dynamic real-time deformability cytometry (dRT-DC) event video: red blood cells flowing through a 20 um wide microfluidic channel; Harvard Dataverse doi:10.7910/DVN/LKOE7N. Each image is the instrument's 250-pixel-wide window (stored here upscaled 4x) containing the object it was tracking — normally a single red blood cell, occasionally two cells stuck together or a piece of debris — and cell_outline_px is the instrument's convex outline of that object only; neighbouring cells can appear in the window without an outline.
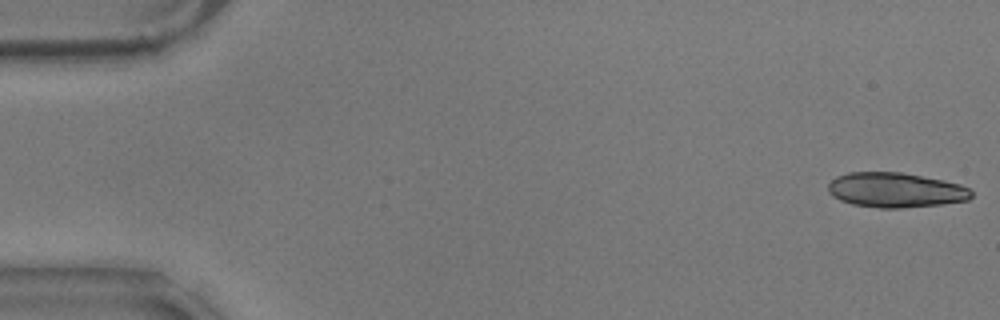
{"species": "common noctule bat (a hibernating species)", "species_latin": "Nyctalus noctula", "temperature_condition": "warm", "stored_images_in_passage": 57, "camera_frame_rate_fps": 3000, "um_per_image_px": 0.085, "animal": {"sex": "male", "body_mass_g": 17.9}, "frame": {"image": 1, "passage_image": 1, "time_ms": 0.0, "image_size_px": [1000, 320], "cell_outline_px": [[972, 196], [968, 200], [940, 204], [900, 208], [880, 208], [852, 204], [840, 200], [832, 196], [828, 192], [828, 184], [836, 176], [848, 172], [900, 172], [944, 180], [960, 184], [968, 188], [972, 192]], "centroid_in_image_um": [76.1, 16.15], "position_along_channel_um": 8.9, "area_um2": 29.07}}
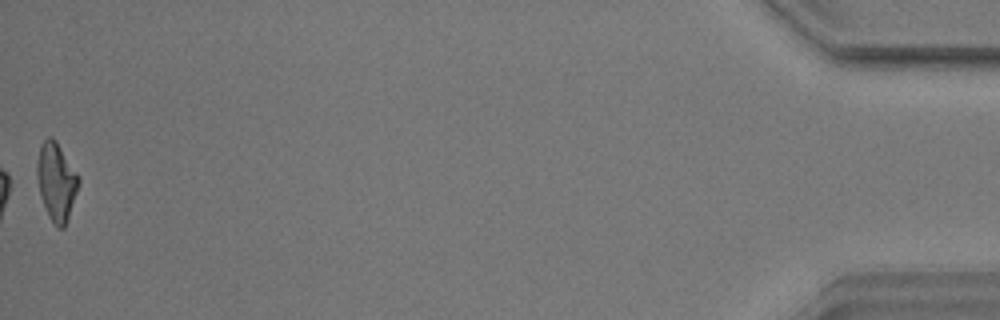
{"frame": {"image": 2, "passage_image": 57, "time_ms": 18.667, "image_size_px": [1000, 320], "cell_outline_px": [[80, 180], [64, 228], [60, 228], [48, 216], [40, 192], [36, 176], [36, 164], [40, 148], [44, 140], [48, 136], [52, 136], [56, 140], [80, 176]], "centroid_in_image_um": [4.79, 15.37], "position_along_channel_um": 430.4, "area_um2": 18.55}, "authors_computed_cell_mechanics": {"area_um2": 19.363, "velocity_mm_per_s": 3.5378, "shape_relaxation_time_tau1_ms": 3.7858, "shape_relaxation_time_tau2_ms": 2.9443, "deformation_change_tau1": 0.1626, "deformation_change_tau2": 0.119}}